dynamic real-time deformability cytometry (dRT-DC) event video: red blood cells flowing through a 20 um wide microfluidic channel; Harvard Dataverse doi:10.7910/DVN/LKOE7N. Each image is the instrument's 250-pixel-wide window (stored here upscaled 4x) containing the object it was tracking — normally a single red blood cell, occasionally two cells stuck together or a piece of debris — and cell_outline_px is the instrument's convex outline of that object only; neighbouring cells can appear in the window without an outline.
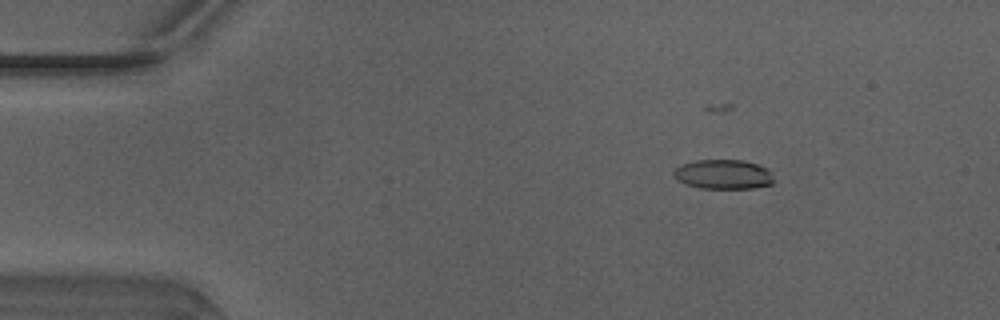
{"species": "Egyptian fruit bat (a non-hibernating species)", "species_latin": "Rousettus aegyptiacus", "temperature_condition": "warm", "stored_images_in_passage": 20, "camera_frame_rate_fps": 3000, "um_per_image_px": 0.085, "animal": {"sex": "male"}, "frame": {"image": 1, "passage_image": 8, "time_ms": 2.333, "image_size_px": [1000, 320], "cell_outline_px": [[776, 180], [772, 184], [752, 188], [700, 188], [684, 184], [676, 180], [672, 172], [680, 164], [696, 160], [744, 160], [768, 168]], "centroid_in_image_um": [61.48, 14.82], "position_along_channel_um": 23.5, "area_um2": 17.46}}
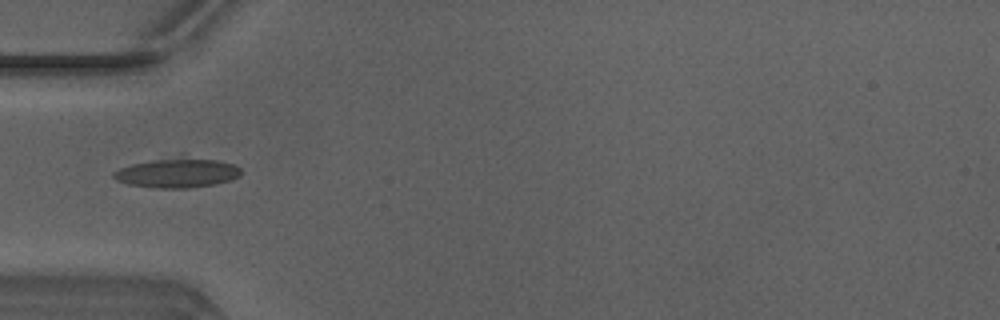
{"frame": {"image": 2, "passage_image": 17, "time_ms": 5.333, "image_size_px": [1000, 320], "cell_outline_px": [[240, 176], [232, 180], [216, 184], [188, 188], [156, 188], [128, 184], [116, 180], [112, 176], [112, 172], [120, 168], [132, 164], [180, 152], [184, 152], [236, 164], [240, 168]], "centroid_in_image_um": [15.11, 14.61], "position_along_channel_um": 69.9, "area_um2": 23.41}}
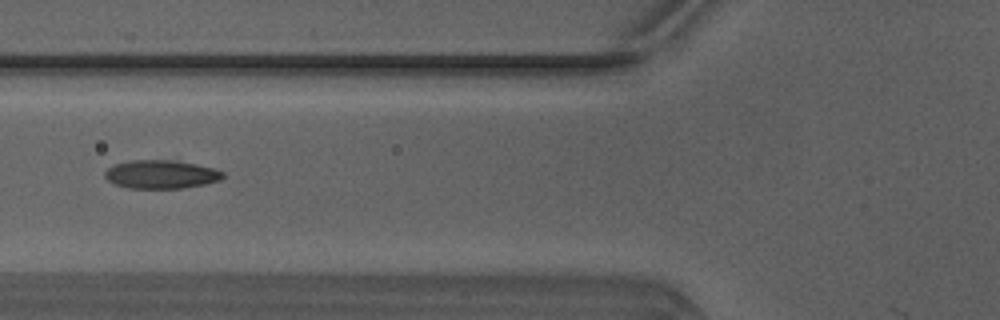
{"frame": {"image": 3, "passage_image": 20, "time_ms": 6.333, "image_size_px": [1000, 320], "cell_outline_px": [[224, 176], [220, 180], [204, 184], [184, 188], [128, 188], [116, 184], [108, 180], [104, 176], [104, 172], [112, 164], [128, 160], [176, 160], [216, 168], [224, 172]], "centroid_in_image_um": [13.69, 14.8], "position_along_channel_um": 112.1, "area_um2": 19.77}}